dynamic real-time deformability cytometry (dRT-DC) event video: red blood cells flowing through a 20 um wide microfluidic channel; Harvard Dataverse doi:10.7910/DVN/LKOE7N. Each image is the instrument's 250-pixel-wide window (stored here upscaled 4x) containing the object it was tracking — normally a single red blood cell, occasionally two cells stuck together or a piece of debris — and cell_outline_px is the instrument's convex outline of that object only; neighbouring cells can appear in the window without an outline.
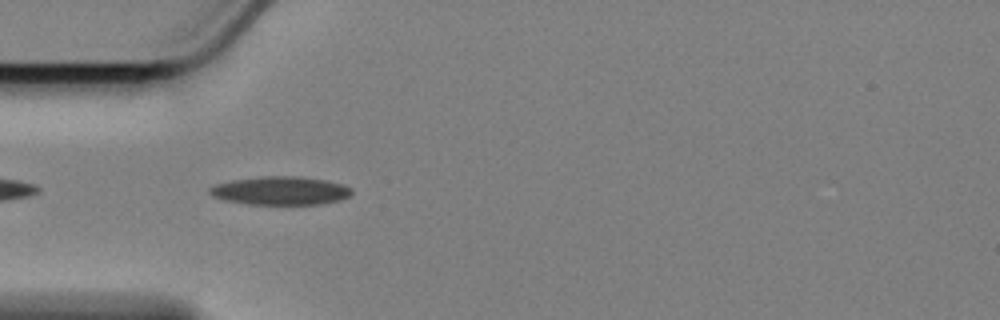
{"species": "Egyptian fruit bat (a non-hibernating species)", "species_latin": "Rousettus aegyptiacus", "temperature_condition": "cold", "stored_images_in_passage": 44, "camera_frame_rate_fps": 3000, "um_per_image_px": 0.085, "animal": {"sex": "female"}, "frame": {"image": 1, "passage_image": 3, "time_ms": 0.667, "image_size_px": [1000, 320], "cell_outline_px": [[352, 192], [348, 196], [340, 200], [320, 204], [248, 204], [224, 200], [212, 196], [208, 192], [208, 188], [216, 184], [232, 180], [264, 176], [292, 176], [324, 180], [340, 184], [352, 188]], "centroid_in_image_um": [23.79, 16.21], "position_along_channel_um": 61.2, "area_um2": 23.29}}
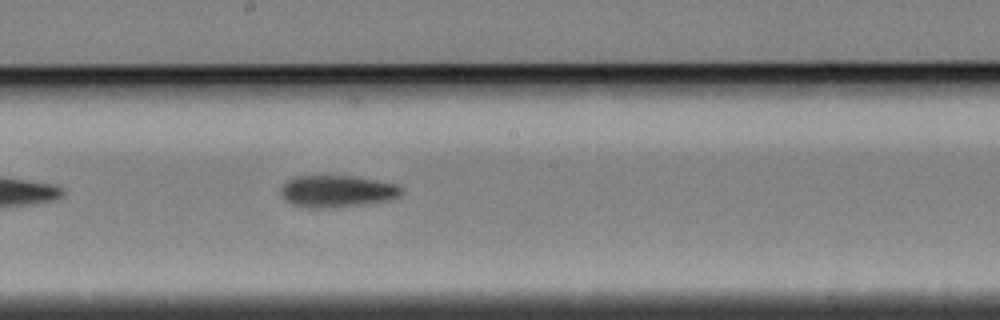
{"frame": {"image": 2, "passage_image": 17, "time_ms": 5.333, "image_size_px": [1000, 320], "cell_outline_px": [[404, 192], [396, 200], [372, 204], [336, 208], [308, 208], [292, 204], [284, 200], [280, 192], [280, 188], [288, 180], [296, 176], [352, 176], [396, 184], [404, 188]], "centroid_in_image_um": [28.72, 16.29], "position_along_channel_um": 219.5, "area_um2": 23.06}}
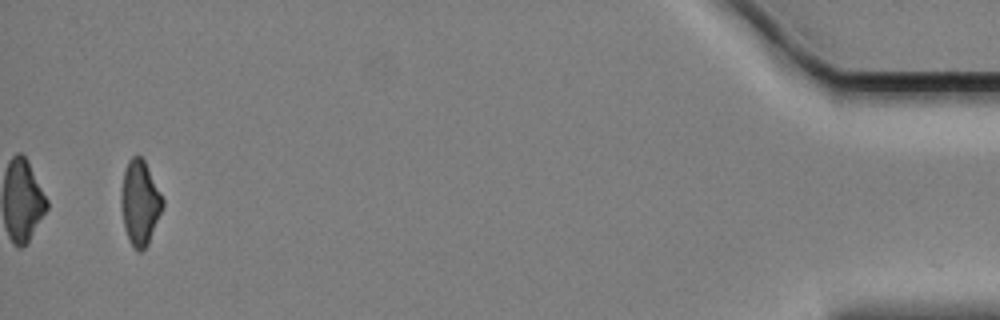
{"frame": {"image": 3, "passage_image": 42, "time_ms": 13.667, "image_size_px": [1000, 320], "cell_outline_px": [[164, 204], [148, 244], [140, 252], [136, 252], [124, 228], [120, 208], [120, 196], [124, 172], [128, 160], [132, 156], [140, 156], [144, 160], [164, 200]], "centroid_in_image_um": [11.87, 17.24], "position_along_channel_um": 423.3, "area_um2": 20.35}, "authors_computed_cell_mechanics": {"area_um2": 22.3108, "velocity_mm_per_s": 3.4193, "shape_relaxation_time_tau1_ms": 6.7755, "shape_relaxation_time_tau2_ms": 8.5736, "deformation_change_tau1": 0.149, "deformation_change_tau2": 0.1737}}